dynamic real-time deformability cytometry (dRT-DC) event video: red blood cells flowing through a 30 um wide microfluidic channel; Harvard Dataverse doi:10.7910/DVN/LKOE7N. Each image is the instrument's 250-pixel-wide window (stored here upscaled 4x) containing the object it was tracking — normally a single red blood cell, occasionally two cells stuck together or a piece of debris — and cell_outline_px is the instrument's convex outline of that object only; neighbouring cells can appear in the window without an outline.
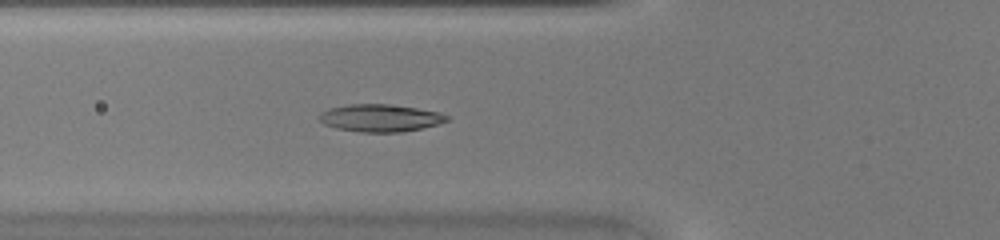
{"species": "common noctule bat (a hibernating species)", "species_latin": "Nyctalus noctula", "temperature_condition": "warm", "stored_images_in_passage": 46, "camera_frame_rate_fps": 3000, "um_per_image_px": 0.085, "animal": {"sex": "female", "body_mass_g": 20.0, "forearm_length_mm": 54.0}, "frame": {"image": 1, "passage_image": 17, "time_ms": 5.333, "image_size_px": [1000, 240], "cell_outline_px": [[448, 120], [436, 124], [404, 132], [360, 132], [336, 128], [324, 124], [320, 120], [320, 112], [328, 108], [348, 104], [388, 104], [416, 108], [440, 112], [448, 116]], "centroid_in_image_um": [32.29, 10.02], "position_along_channel_um": 93.5, "area_um2": 20.29}}
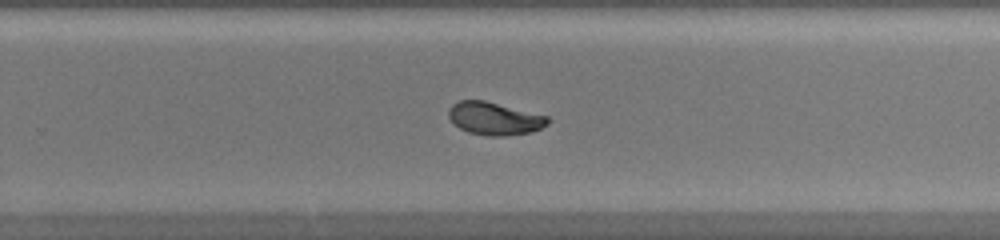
{"frame": {"image": 2, "passage_image": 30, "time_ms": 9.667, "image_size_px": [1000, 240], "cell_outline_px": [[552, 120], [548, 124], [532, 132], [504, 136], [488, 136], [468, 132], [460, 128], [448, 116], [448, 108], [452, 104], [460, 100], [484, 100], [548, 116]], "centroid_in_image_um": [42.04, 10.07], "position_along_channel_um": 287.8, "area_um2": 18.96}}
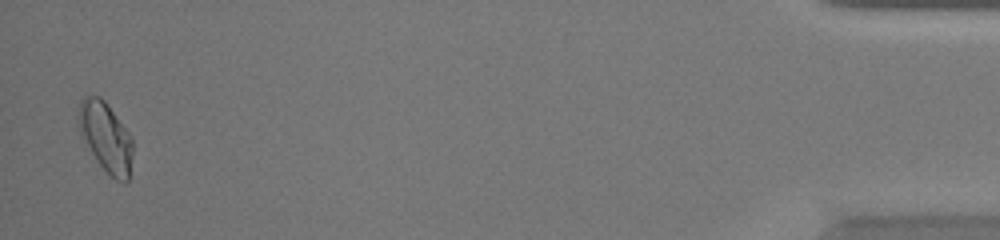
{"frame": {"image": 3, "passage_image": 45, "time_ms": 14.667, "image_size_px": [1000, 240], "cell_outline_px": [[132, 156], [128, 180], [124, 184], [116, 180], [96, 160], [80, 136], [76, 124], [76, 120], [80, 100], [84, 96], [100, 96], [108, 104], [132, 136]], "centroid_in_image_um": [8.96, 11.61], "position_along_channel_um": 426.2, "area_um2": 22.37}}